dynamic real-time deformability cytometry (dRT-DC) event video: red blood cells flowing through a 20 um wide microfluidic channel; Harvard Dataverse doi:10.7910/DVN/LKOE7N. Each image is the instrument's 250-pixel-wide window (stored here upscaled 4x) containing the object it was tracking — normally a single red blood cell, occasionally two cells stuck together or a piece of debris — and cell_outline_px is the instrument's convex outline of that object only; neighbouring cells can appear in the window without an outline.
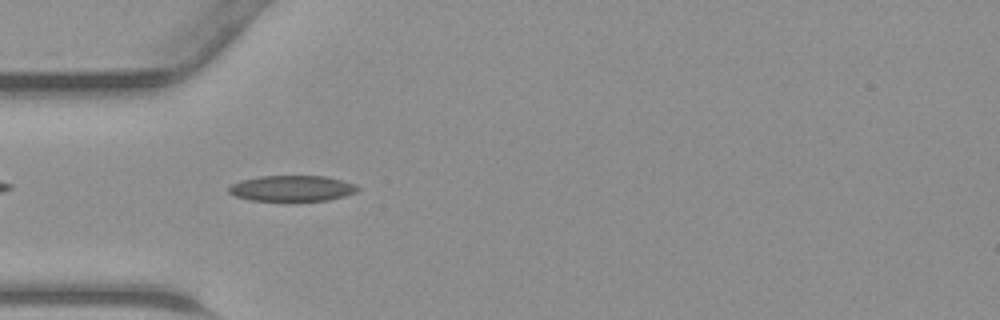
{"species": "common noctule bat (a hibernating species)", "species_latin": "Nyctalus noctula", "temperature_condition": "warm", "stored_images_in_passage": 35, "camera_frame_rate_fps": 3000, "um_per_image_px": 0.085, "animal": {"sex": "male", "body_mass_g": 23.1, "forearm_length_mm": 52.7}, "frame": {"image": 1, "passage_image": 4, "time_ms": 1.0, "image_size_px": [1000, 320], "cell_outline_px": [[360, 188], [356, 192], [344, 196], [328, 200], [252, 200], [236, 196], [228, 192], [228, 188], [232, 184], [240, 180], [260, 176], [324, 176], [356, 184]], "centroid_in_image_um": [24.82, 16.0], "position_along_channel_um": 60.2, "area_um2": 19.13}}
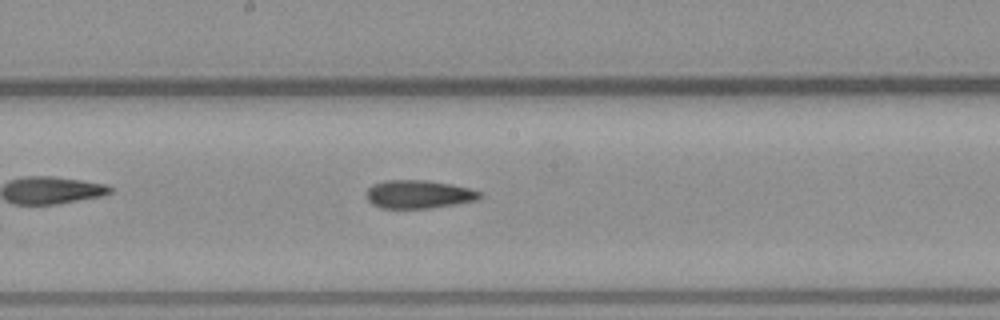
{"frame": {"image": 2, "passage_image": 14, "time_ms": 4.333, "image_size_px": [1000, 320], "cell_outline_px": [[484, 196], [476, 200], [456, 204], [428, 208], [380, 208], [372, 204], [364, 196], [368, 188], [372, 184], [384, 180], [428, 180], [472, 188], [480, 192]], "centroid_in_image_um": [35.57, 16.51], "position_along_channel_um": 212.6, "area_um2": 18.9}}
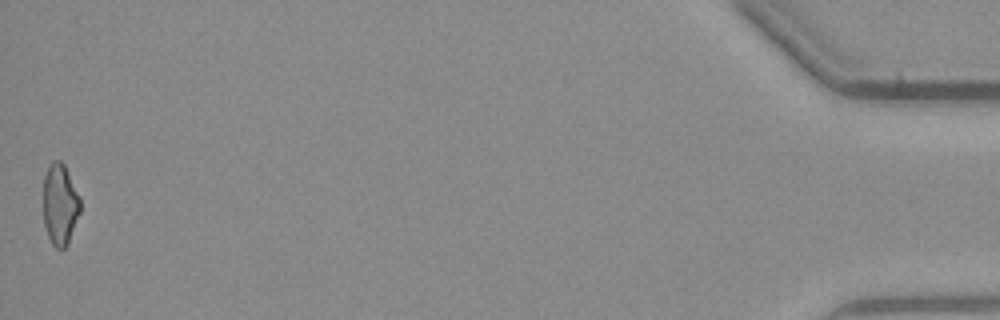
{"frame": {"image": 3, "passage_image": 35, "time_ms": 11.333, "image_size_px": [1000, 320], "cell_outline_px": [[80, 212], [68, 244], [64, 248], [56, 248], [52, 244], [48, 236], [44, 224], [44, 176], [52, 160], [60, 160], [64, 164], [80, 196]], "centroid_in_image_um": [5.11, 17.37], "position_along_channel_um": 430.1, "area_um2": 17.46}}